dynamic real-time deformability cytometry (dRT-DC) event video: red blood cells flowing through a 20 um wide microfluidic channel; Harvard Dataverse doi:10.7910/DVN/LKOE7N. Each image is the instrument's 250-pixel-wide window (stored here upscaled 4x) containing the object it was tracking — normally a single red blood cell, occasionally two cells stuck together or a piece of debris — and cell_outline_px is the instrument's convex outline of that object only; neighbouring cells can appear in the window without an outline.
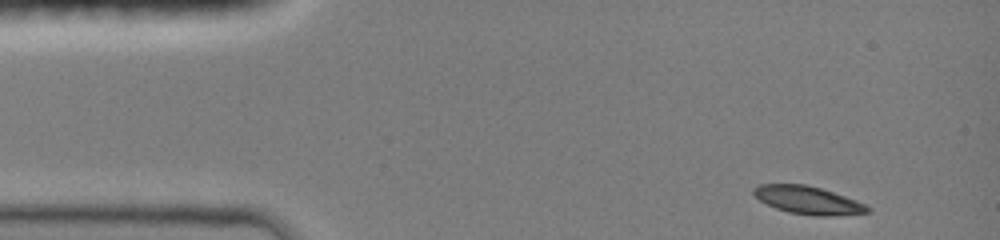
{"species": "common noctule bat (a hibernating species)", "species_latin": "Nyctalus noctula", "temperature_condition": "room temperature", "stored_images_in_passage": 21, "camera_frame_rate_fps": 3000, "um_per_image_px": 0.085, "animal": {"sex": "female", "body_mass_g": 19.0, "forearm_length_mm": 51.5}, "frame": {"image": 1, "passage_image": 1, "time_ms": 0.0, "image_size_px": [1000, 240], "cell_outline_px": [[872, 212], [828, 216], [812, 216], [788, 212], [776, 208], [760, 200], [752, 192], [752, 188], [760, 184], [804, 184], [820, 188], [856, 200], [872, 208]], "centroid_in_image_um": [68.69, 17.02], "position_along_channel_um": 16.3, "area_um2": 18.44}}
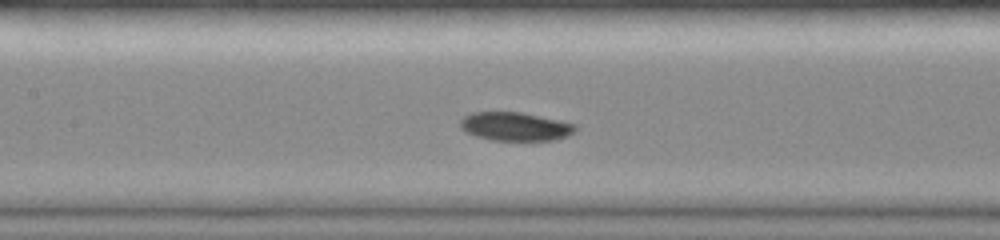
{"frame": {"image": 2, "passage_image": 15, "time_ms": 5.667, "image_size_px": [1000, 240], "cell_outline_px": [[576, 128], [568, 136], [552, 140], [492, 140], [476, 136], [464, 132], [460, 128], [460, 120], [464, 116], [472, 112], [520, 112], [576, 124]], "centroid_in_image_um": [43.74, 10.75], "position_along_channel_um": 163.7, "area_um2": 19.02}}
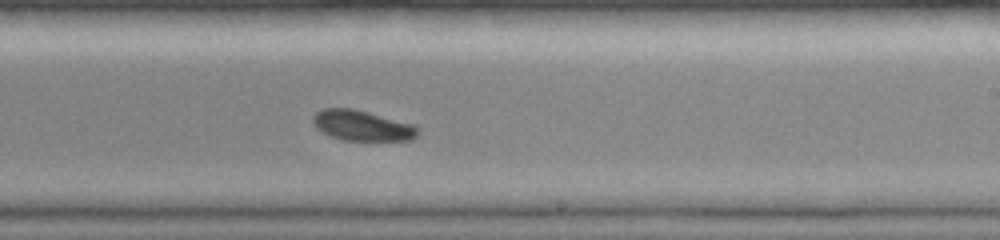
{"frame": {"image": 3, "passage_image": 21, "time_ms": 8.0, "image_size_px": [1000, 240], "cell_outline_px": [[416, 136], [412, 140], [344, 140], [332, 136], [316, 128], [312, 124], [312, 116], [316, 112], [324, 108], [352, 108], [416, 124]], "centroid_in_image_um": [30.76, 10.66], "position_along_channel_um": 258.2, "area_um2": 18.5}}